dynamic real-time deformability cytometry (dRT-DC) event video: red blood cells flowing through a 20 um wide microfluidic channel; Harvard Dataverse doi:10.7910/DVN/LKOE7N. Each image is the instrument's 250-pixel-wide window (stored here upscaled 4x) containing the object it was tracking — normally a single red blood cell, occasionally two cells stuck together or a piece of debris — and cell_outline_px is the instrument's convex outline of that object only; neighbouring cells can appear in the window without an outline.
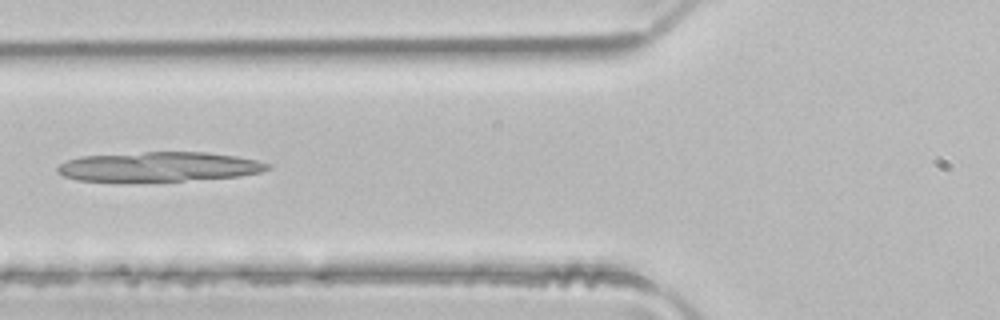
{"species": "common noctule bat (a hibernating species)", "species_latin": "Nyctalus noctula", "temperature_condition": "room temperature", "stored_images_in_passage": 48, "camera_frame_rate_fps": 3000, "um_per_image_px": 0.085, "animal": {"sex": "male", "body_mass_g": 21.5, "forearm_length_mm": 52.0}, "frame": {"image": 1, "passage_image": 18, "time_ms": 5.667, "image_size_px": [1000, 320], "cell_outline_px": [[272, 168], [260, 172], [240, 176], [180, 180], [76, 180], [64, 176], [56, 172], [56, 168], [60, 164], [68, 160], [80, 156], [144, 152], [208, 152], [236, 156], [256, 160], [272, 164]], "centroid_in_image_um": [13.54, 14.15], "position_along_channel_um": 112.3, "area_um2": 35.72}}
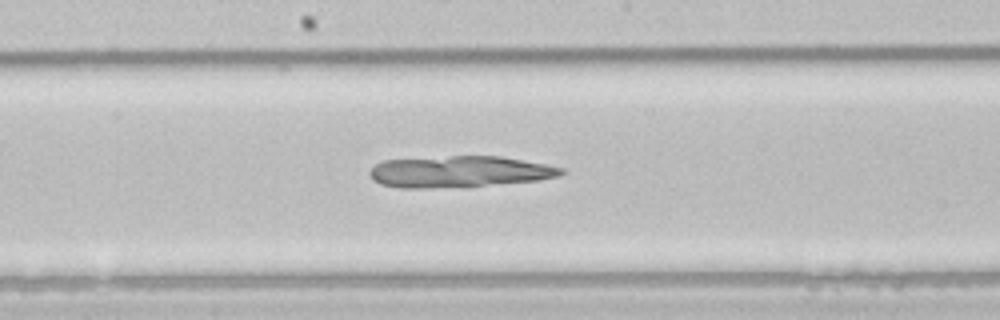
{"frame": {"image": 2, "passage_image": 25, "time_ms": 8.0, "image_size_px": [1000, 320], "cell_outline_px": [[564, 172], [560, 176], [536, 180], [432, 188], [400, 188], [380, 184], [372, 180], [368, 172], [376, 164], [384, 160], [452, 156], [500, 156], [544, 164], [564, 168]], "centroid_in_image_um": [38.98, 14.58], "position_along_channel_um": 209.2, "area_um2": 34.45}}
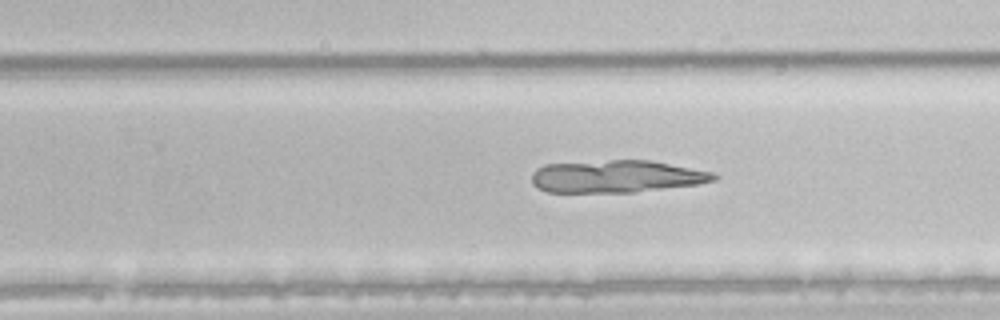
{"frame": {"image": 3, "passage_image": 30, "time_ms": 9.667, "image_size_px": [1000, 320], "cell_outline_px": [[720, 176], [716, 180], [700, 184], [636, 192], [548, 192], [532, 184], [532, 172], [536, 168], [544, 164], [608, 160], [652, 160], [712, 172]], "centroid_in_image_um": [52.42, 14.99], "position_along_channel_um": 277.4, "area_um2": 34.62}}